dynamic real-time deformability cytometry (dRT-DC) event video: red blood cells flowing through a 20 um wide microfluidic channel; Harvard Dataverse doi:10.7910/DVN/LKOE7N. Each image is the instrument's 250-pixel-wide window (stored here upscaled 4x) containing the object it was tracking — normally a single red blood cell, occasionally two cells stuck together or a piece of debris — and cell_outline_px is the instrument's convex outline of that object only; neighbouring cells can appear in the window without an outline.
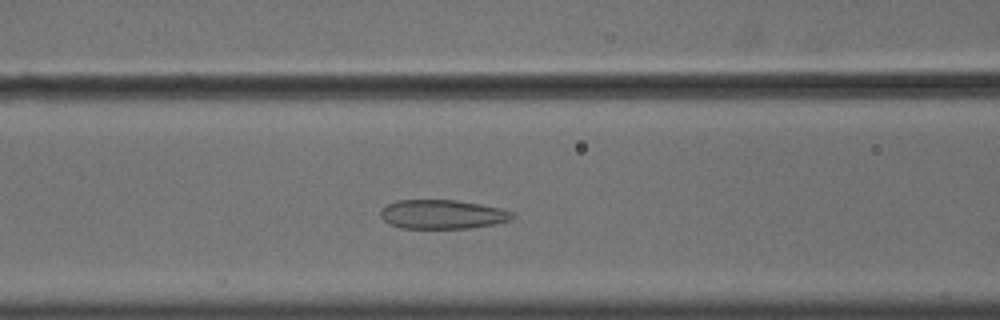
{"species": "common noctule bat (a hibernating species)", "species_latin": "Nyctalus noctula", "temperature_condition": "cold", "stored_images_in_passage": 44, "camera_frame_rate_fps": 3000, "um_per_image_px": 0.085, "animal": {"sex": "male", "body_mass_g": 18.8}, "frame": {"image": 1, "passage_image": 18, "time_ms": 5.667, "image_size_px": [1000, 320], "cell_outline_px": [[516, 216], [512, 220], [496, 224], [472, 228], [400, 228], [388, 224], [380, 216], [380, 208], [396, 200], [456, 200], [480, 204], [500, 208], [512, 212]], "centroid_in_image_um": [37.6, 18.22], "position_along_channel_um": 129.0, "area_um2": 22.6}}
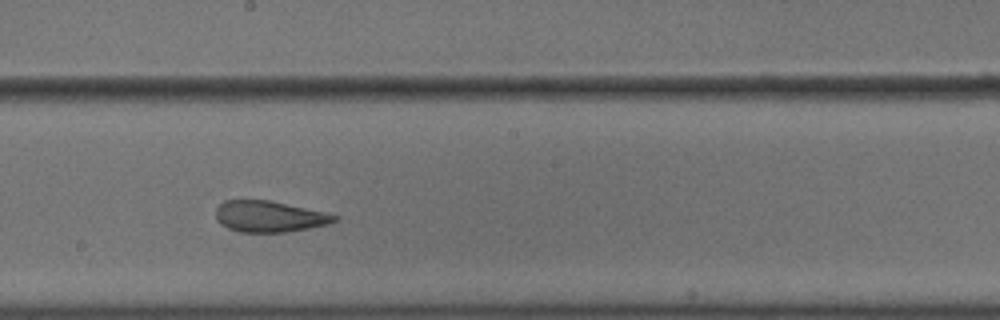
{"frame": {"image": 2, "passage_image": 26, "time_ms": 8.333, "image_size_px": [1000, 320], "cell_outline_px": [[336, 220], [328, 224], [288, 232], [240, 232], [228, 228], [220, 224], [216, 220], [216, 208], [224, 200], [268, 200], [324, 212], [336, 216]], "centroid_in_image_um": [22.83, 18.4], "position_along_channel_um": 225.4, "area_um2": 21.33}}
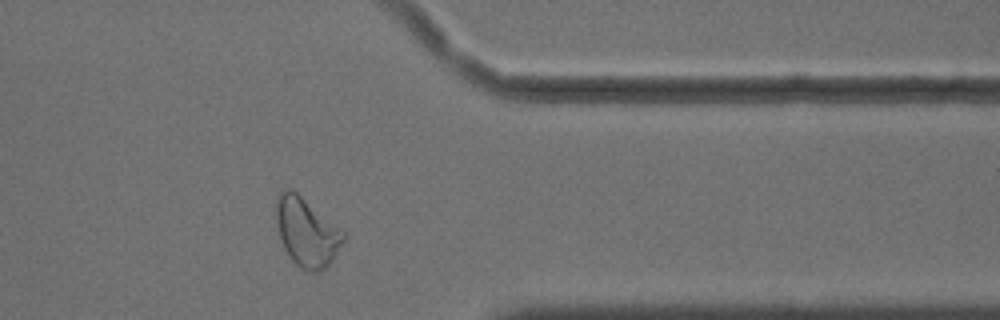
{"frame": {"image": 3, "passage_image": 40, "time_ms": 13.0, "image_size_px": [1000, 320], "cell_outline_px": [[348, 236], [332, 260], [320, 272], [308, 272], [300, 268], [288, 256], [280, 240], [276, 228], [276, 200], [280, 192], [284, 188], [288, 188], [296, 192], [344, 232]], "centroid_in_image_um": [26.04, 19.76], "position_along_channel_um": 385.4, "area_um2": 26.88}, "authors_computed_cell_mechanics": {"area_um2": 23.8136, "velocity_mm_per_s": 3.6097, "shape_relaxation_time_tau1_ms": null, "shape_relaxation_time_tau2_ms": 1.8293, "deformation_change_tau1": null, "deformation_change_tau2": 0.0945}}